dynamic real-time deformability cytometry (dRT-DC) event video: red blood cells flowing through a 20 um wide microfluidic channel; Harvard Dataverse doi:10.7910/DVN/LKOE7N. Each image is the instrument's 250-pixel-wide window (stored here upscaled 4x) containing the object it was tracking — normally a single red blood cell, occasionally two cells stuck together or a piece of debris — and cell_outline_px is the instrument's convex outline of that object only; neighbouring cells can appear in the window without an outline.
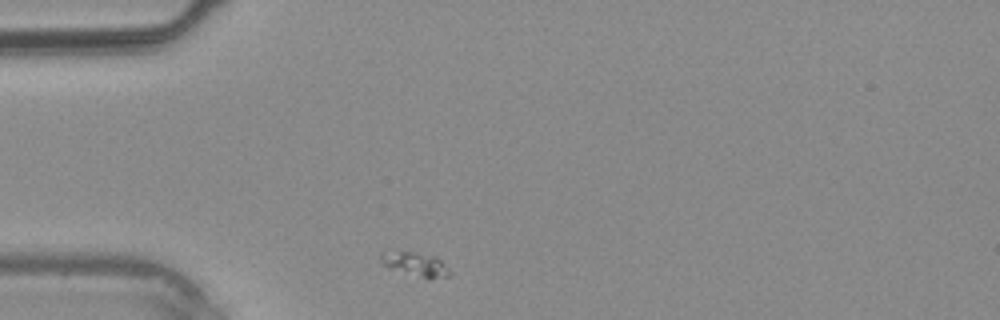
{"species": "common noctule bat (a hibernating species)", "species_latin": "Nyctalus noctula", "temperature_condition": "warm", "stored_images_in_passage": 24, "camera_frame_rate_fps": 3000, "um_per_image_px": 0.085, "animal": {"sex": "male", "body_mass_g": 20.4}, "frame": {"image": 1, "passage_image": 1, "time_ms": 0.0, "image_size_px": [1000, 320], "cell_outline_px": [[452, 272], [448, 276], [428, 280], [388, 268], [380, 264], [380, 252], [384, 248], [416, 252], [436, 256]], "centroid_in_image_um": [35.21, 22.42], "position_along_channel_um": 49.8, "area_um2": 10.4}}
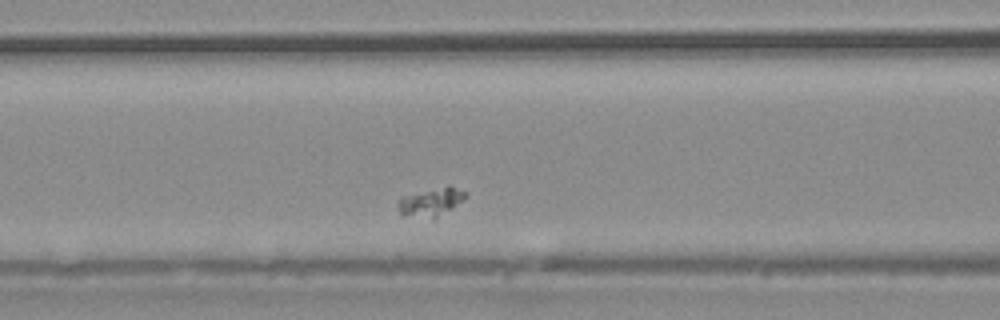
{"frame": {"image": 2, "passage_image": 7, "time_ms": 2.0, "image_size_px": [1000, 320], "cell_outline_px": [[468, 196], [464, 200], [436, 220], [432, 220], [404, 216], [400, 212], [396, 204], [400, 196], [448, 184], [468, 192]], "centroid_in_image_um": [36.64, 17.18], "position_along_channel_um": 130.0, "area_um2": 12.02}}
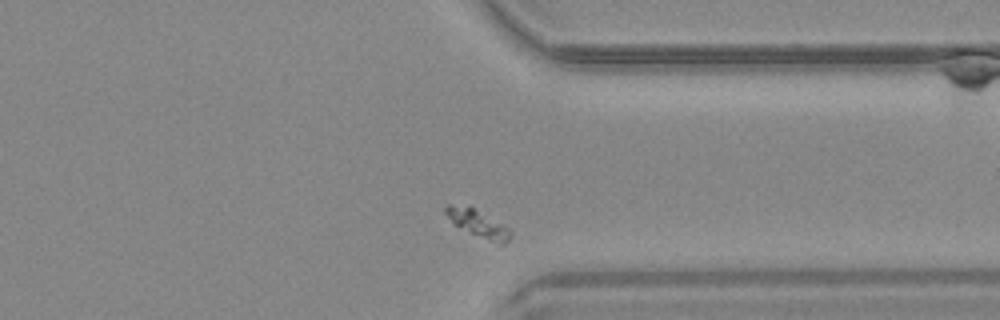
{"frame": {"image": 3, "passage_image": 22, "time_ms": 7.0, "image_size_px": [1000, 320], "cell_outline_px": [[512, 232], [508, 240], [504, 244], [500, 244], [488, 240], [452, 224], [444, 212], [444, 208], [448, 204], [452, 204], [472, 208], [504, 224]], "centroid_in_image_um": [40.61, 19.0], "position_along_channel_um": 370.8, "area_um2": 10.06}}